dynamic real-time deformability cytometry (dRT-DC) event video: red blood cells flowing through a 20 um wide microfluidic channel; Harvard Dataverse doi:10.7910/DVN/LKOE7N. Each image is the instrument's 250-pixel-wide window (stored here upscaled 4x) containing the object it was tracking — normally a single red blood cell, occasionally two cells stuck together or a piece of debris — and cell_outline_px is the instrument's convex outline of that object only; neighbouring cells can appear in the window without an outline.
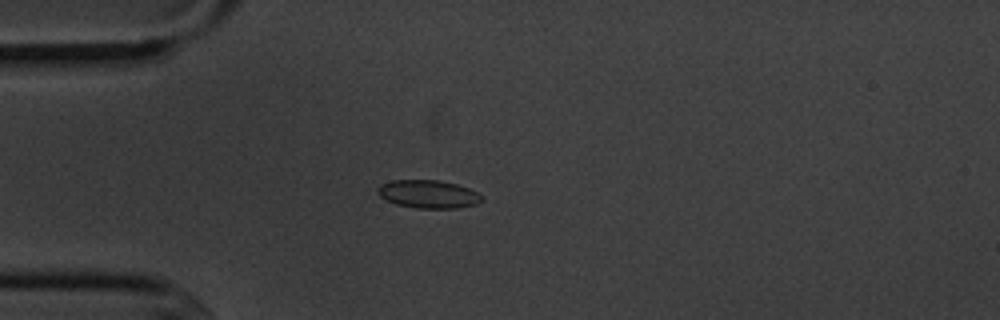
{"species": "common noctule bat (a hibernating species)", "species_latin": "Nyctalus noctula", "temperature_condition": "cold", "stored_images_in_passage": 6, "camera_frame_rate_fps": 3000, "um_per_image_px": 0.085, "animal": {"sex": "male", "body_mass_g": 20.1, "forearm_length_mm": 53.5}, "frame": {"image": 1, "passage_image": 5, "time_ms": 4.667, "image_size_px": [1000, 320], "cell_outline_px": [[480, 200], [476, 204], [456, 208], [416, 208], [396, 204], [380, 196], [376, 192], [376, 188], [380, 184], [392, 180], [440, 180], [456, 184], [468, 188], [476, 192], [480, 196]], "centroid_in_image_um": [36.34, 16.49], "position_along_channel_um": 48.7, "area_um2": 16.88}}